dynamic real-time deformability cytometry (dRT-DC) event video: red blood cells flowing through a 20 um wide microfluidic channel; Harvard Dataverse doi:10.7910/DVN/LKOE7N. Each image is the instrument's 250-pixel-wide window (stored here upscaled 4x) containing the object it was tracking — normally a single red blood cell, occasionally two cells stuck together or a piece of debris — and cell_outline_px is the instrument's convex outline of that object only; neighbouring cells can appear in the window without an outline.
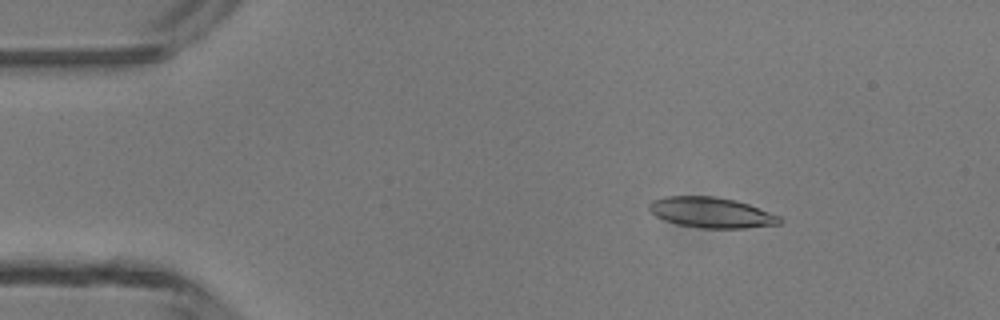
{"species": "common noctule bat (a hibernating species)", "species_latin": "Nyctalus noctula", "temperature_condition": "room temperature", "stored_images_in_passage": 3, "camera_frame_rate_fps": 3000, "um_per_image_px": 0.085, "animal": {"sex": "male", "body_mass_g": 13.3}, "frame": {"image": 1, "passage_image": 1, "time_ms": 0.0, "image_size_px": [1000, 320], "cell_outline_px": [[784, 220], [780, 224], [744, 228], [700, 228], [676, 224], [664, 220], [656, 216], [648, 208], [648, 204], [652, 200], [664, 196], [712, 196], [736, 200], [748, 204], [780, 216]], "centroid_in_image_um": [60.45, 18.06], "position_along_channel_um": 24.5, "area_um2": 23.29}}
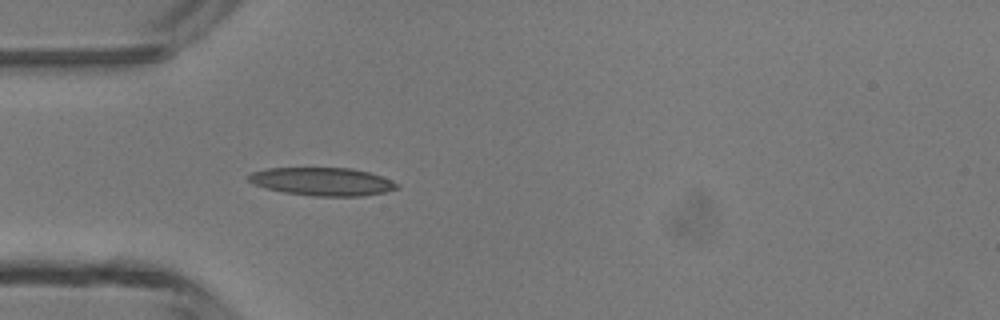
{"frame": {"image": 2, "passage_image": 3, "time_ms": 2.333, "image_size_px": [1000, 320], "cell_outline_px": [[400, 188], [384, 192], [360, 196], [312, 196], [284, 192], [252, 184], [244, 176], [252, 172], [268, 168], [352, 168], [368, 172], [392, 180], [400, 184]], "centroid_in_image_um": [27.39, 15.43], "position_along_channel_um": 57.6, "area_um2": 24.33}}